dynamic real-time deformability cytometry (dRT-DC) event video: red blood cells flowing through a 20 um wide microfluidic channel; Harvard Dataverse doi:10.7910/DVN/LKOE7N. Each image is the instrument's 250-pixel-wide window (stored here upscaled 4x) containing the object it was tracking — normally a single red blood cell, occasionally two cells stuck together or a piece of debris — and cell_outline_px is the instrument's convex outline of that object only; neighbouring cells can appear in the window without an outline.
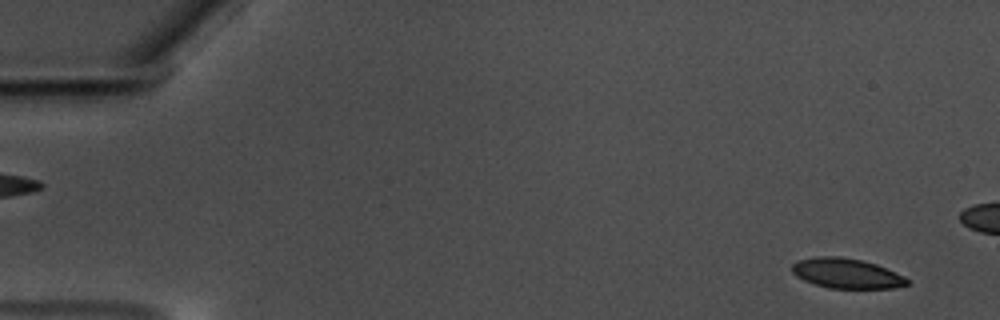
{"species": "common noctule bat (a hibernating species)", "species_latin": "Nyctalus noctula", "temperature_condition": "warm", "stored_images_in_passage": 50, "camera_frame_rate_fps": 3000, "um_per_image_px": 0.085, "animal": {"sex": "male", "body_mass_g": 17.5, "forearm_length_mm": 52.3}, "frame": {"image": 1, "passage_image": 1, "time_ms": 0.0, "image_size_px": [1000, 320], "cell_outline_px": [[908, 284], [892, 288], [828, 288], [804, 280], [796, 276], [792, 272], [792, 264], [800, 260], [816, 256], [840, 256], [860, 260], [876, 264], [904, 276], [908, 280]], "centroid_in_image_um": [71.94, 23.23], "position_along_channel_um": 13.1, "area_um2": 19.88}}
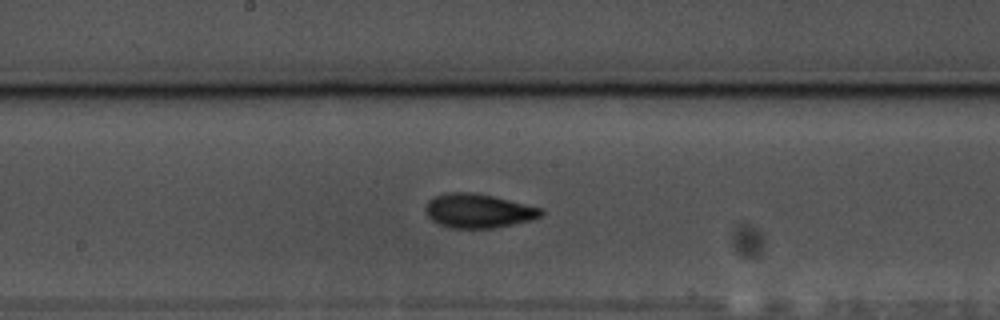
{"frame": {"image": 2, "passage_image": 29, "time_ms": 9.333, "image_size_px": [1000, 320], "cell_outline_px": [[544, 216], [496, 228], [448, 228], [432, 220], [428, 216], [424, 208], [428, 200], [444, 192], [472, 192], [492, 196], [544, 208]], "centroid_in_image_um": [40.66, 17.92], "position_along_channel_um": 207.5, "area_um2": 23.06}}
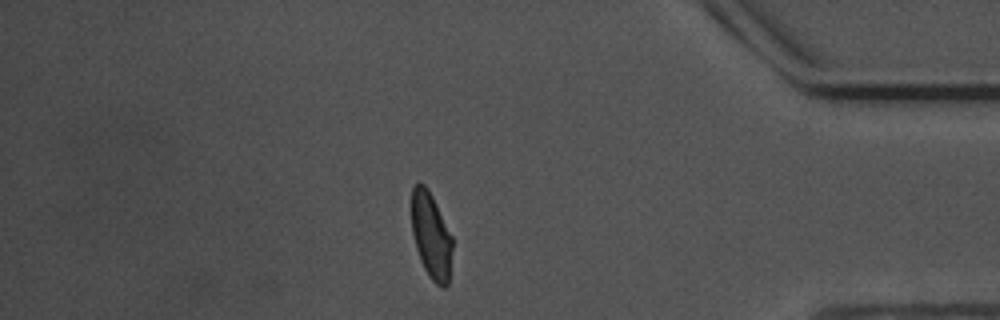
{"frame": {"image": 3, "passage_image": 48, "time_ms": 15.667, "image_size_px": [1000, 320], "cell_outline_px": [[452, 248], [448, 288], [440, 288], [428, 276], [420, 260], [416, 248], [412, 232], [412, 188], [416, 184], [424, 184], [428, 188], [452, 236]], "centroid_in_image_um": [36.65, 20.08], "position_along_channel_um": 398.5, "area_um2": 20.46}}